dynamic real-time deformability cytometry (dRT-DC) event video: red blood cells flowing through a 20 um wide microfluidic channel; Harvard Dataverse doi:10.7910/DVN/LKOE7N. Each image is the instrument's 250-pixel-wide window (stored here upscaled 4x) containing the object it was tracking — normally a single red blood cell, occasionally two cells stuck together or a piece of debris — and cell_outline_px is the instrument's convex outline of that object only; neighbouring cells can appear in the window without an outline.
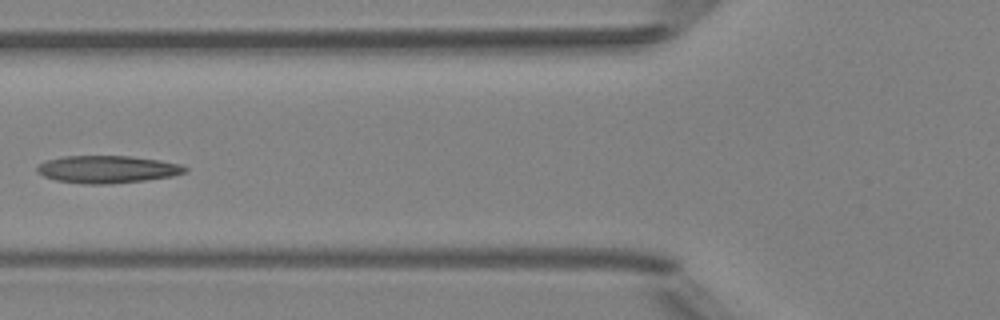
{"species": "Egyptian fruit bat (a non-hibernating species)", "species_latin": "Rousettus aegyptiacus", "temperature_condition": "room temperature", "stored_images_in_passage": 4, "camera_frame_rate_fps": 3000, "um_per_image_px": 0.085, "animal": {"sex": "female"}, "frame": {"image": 1, "passage_image": 4, "time_ms": 3.333, "image_size_px": [1000, 320], "cell_outline_px": [[188, 168], [184, 172], [172, 176], [144, 180], [108, 184], [84, 184], [56, 180], [44, 176], [36, 172], [36, 168], [44, 160], [64, 156], [132, 156], [160, 160], [180, 164]], "centroid_in_image_um": [9.09, 14.38], "position_along_channel_um": 116.7, "area_um2": 23.64}}